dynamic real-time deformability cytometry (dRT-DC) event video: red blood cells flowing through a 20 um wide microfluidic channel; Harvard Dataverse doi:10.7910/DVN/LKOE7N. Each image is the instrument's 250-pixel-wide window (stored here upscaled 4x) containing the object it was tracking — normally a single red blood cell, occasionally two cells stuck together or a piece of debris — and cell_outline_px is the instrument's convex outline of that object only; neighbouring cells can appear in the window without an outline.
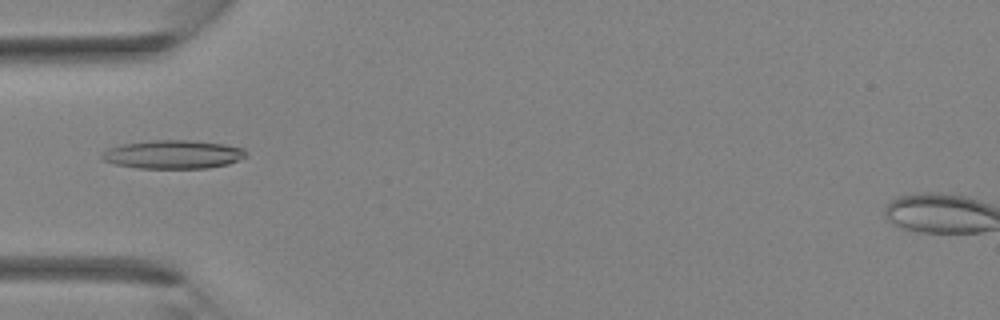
{"species": "Egyptian fruit bat (a non-hibernating species)", "species_latin": "Rousettus aegyptiacus", "temperature_condition": "room temperature", "stored_images_in_passage": 35, "camera_frame_rate_fps": 3000, "um_per_image_px": 0.085, "animal": {"sex": "female"}, "frame": {"image": 1, "passage_image": 12, "time_ms": 3.667, "image_size_px": [1000, 320], "cell_outline_px": [[248, 156], [228, 164], [208, 168], [140, 168], [116, 164], [100, 160], [100, 156], [108, 148], [124, 144], [152, 140], [188, 140], [224, 144], [244, 148], [248, 152]], "centroid_in_image_um": [14.74, 13.13], "position_along_channel_um": 70.3, "area_um2": 23.99}}
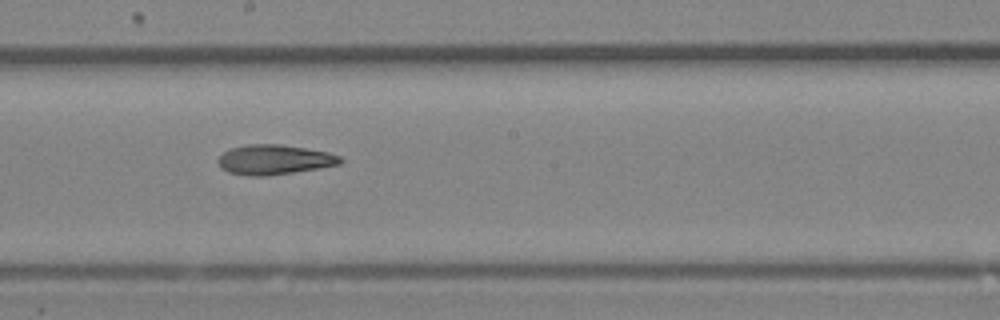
{"frame": {"image": 2, "passage_image": 20, "time_ms": 6.333, "image_size_px": [1000, 320], "cell_outline_px": [[344, 160], [340, 164], [320, 168], [264, 176], [248, 176], [228, 172], [220, 168], [216, 160], [224, 152], [232, 148], [248, 144], [280, 144], [328, 152], [340, 156]], "centroid_in_image_um": [23.3, 13.57], "position_along_channel_um": 224.9, "area_um2": 21.21}}
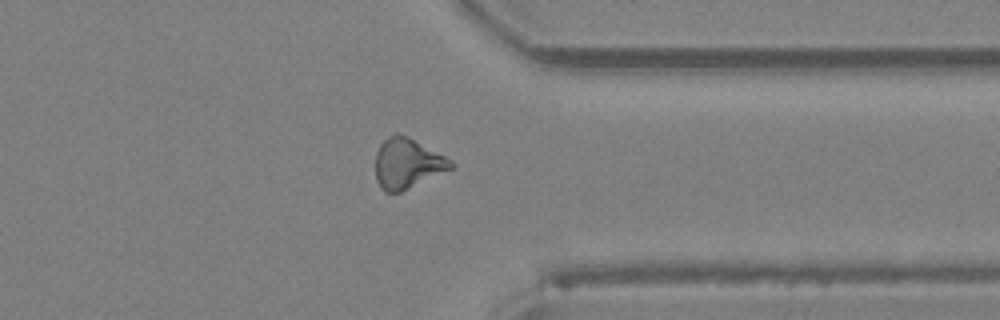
{"frame": {"image": 3, "passage_image": 28, "time_ms": 9.0, "image_size_px": [1000, 320], "cell_outline_px": [[456, 164], [452, 168], [400, 192], [384, 192], [380, 188], [376, 180], [376, 152], [380, 144], [388, 136], [396, 132], [408, 136], [452, 160]], "centroid_in_image_um": [34.6, 13.88], "position_along_channel_um": 376.8, "area_um2": 21.96}}